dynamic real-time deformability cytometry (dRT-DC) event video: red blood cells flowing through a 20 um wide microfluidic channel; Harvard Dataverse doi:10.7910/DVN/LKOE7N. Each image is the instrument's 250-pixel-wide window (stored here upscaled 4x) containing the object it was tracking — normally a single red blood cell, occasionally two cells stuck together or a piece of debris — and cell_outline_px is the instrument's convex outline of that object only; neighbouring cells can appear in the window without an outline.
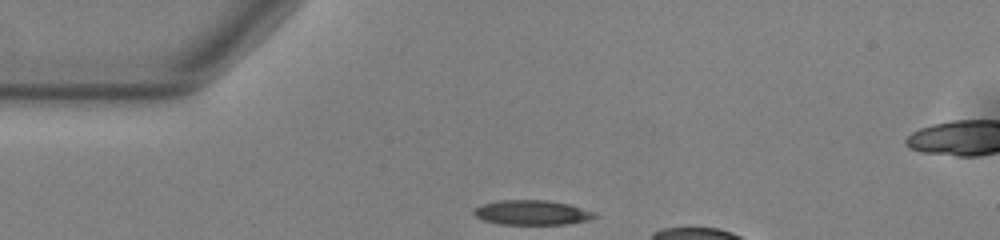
{"species": "common noctule bat (a hibernating species)", "species_latin": "Nyctalus noctula", "temperature_condition": "warm", "stored_images_in_passage": 15, "camera_frame_rate_fps": 3000, "um_per_image_px": 0.085, "animal": {"sex": "male", "body_mass_g": 13.0, "forearm_length_mm": 53.1}, "frame": {"image": 1, "passage_image": 1, "time_ms": 0.0, "image_size_px": [1000, 240], "cell_outline_px": [[596, 216], [588, 220], [568, 224], [500, 224], [484, 220], [476, 216], [472, 212], [472, 208], [480, 204], [500, 200], [548, 200], [568, 204], [596, 212]], "centroid_in_image_um": [45.18, 18.06], "position_along_channel_um": 39.8, "area_um2": 17.46}}
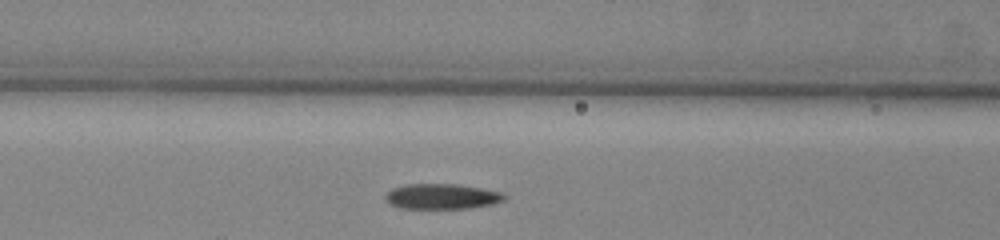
{"frame": {"image": 2, "passage_image": 10, "time_ms": 3.0, "image_size_px": [1000, 240], "cell_outline_px": [[508, 196], [504, 200], [492, 204], [468, 208], [400, 208], [388, 204], [384, 196], [392, 188], [404, 184], [456, 184], [504, 192]], "centroid_in_image_um": [37.55, 16.69], "position_along_channel_um": 129.0, "area_um2": 17.63}}
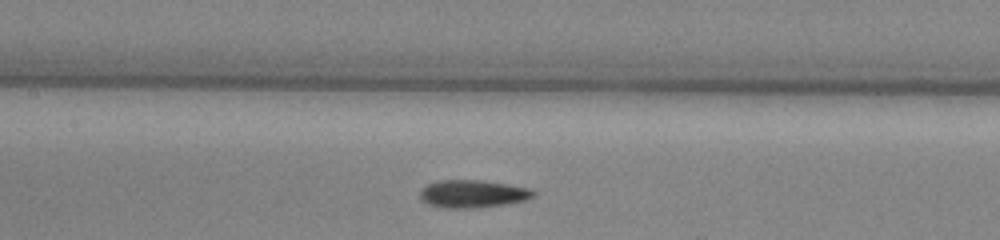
{"frame": {"image": 3, "passage_image": 13, "time_ms": 4.0, "image_size_px": [1000, 240], "cell_outline_px": [[536, 196], [524, 200], [504, 204], [464, 208], [440, 208], [428, 204], [420, 200], [420, 188], [428, 184], [440, 180], [480, 180], [508, 184], [532, 188], [536, 192]], "centroid_in_image_um": [40.16, 16.46], "position_along_channel_um": 167.2, "area_um2": 18.38}}